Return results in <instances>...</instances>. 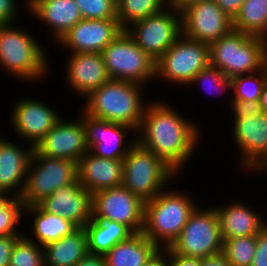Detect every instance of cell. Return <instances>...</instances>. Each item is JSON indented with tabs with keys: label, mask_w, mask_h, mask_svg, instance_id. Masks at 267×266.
<instances>
[{
	"label": "cell",
	"mask_w": 267,
	"mask_h": 266,
	"mask_svg": "<svg viewBox=\"0 0 267 266\" xmlns=\"http://www.w3.org/2000/svg\"><path fill=\"white\" fill-rule=\"evenodd\" d=\"M176 110L167 101H148L136 132V141L179 175L182 173L178 172H182L183 166L197 151L202 130L198 123L184 118L186 116Z\"/></svg>",
	"instance_id": "obj_1"
},
{
	"label": "cell",
	"mask_w": 267,
	"mask_h": 266,
	"mask_svg": "<svg viewBox=\"0 0 267 266\" xmlns=\"http://www.w3.org/2000/svg\"><path fill=\"white\" fill-rule=\"evenodd\" d=\"M145 85L110 79L84 99L81 110L89 116L127 125L137 132L148 100L144 102ZM143 92V93H142Z\"/></svg>",
	"instance_id": "obj_2"
},
{
	"label": "cell",
	"mask_w": 267,
	"mask_h": 266,
	"mask_svg": "<svg viewBox=\"0 0 267 266\" xmlns=\"http://www.w3.org/2000/svg\"><path fill=\"white\" fill-rule=\"evenodd\" d=\"M168 189L146 201L144 207L142 233L160 249L172 245L198 206L184 190Z\"/></svg>",
	"instance_id": "obj_3"
},
{
	"label": "cell",
	"mask_w": 267,
	"mask_h": 266,
	"mask_svg": "<svg viewBox=\"0 0 267 266\" xmlns=\"http://www.w3.org/2000/svg\"><path fill=\"white\" fill-rule=\"evenodd\" d=\"M16 26V23L0 25V67L25 83L34 80L41 83L49 73L48 55L39 40Z\"/></svg>",
	"instance_id": "obj_4"
},
{
	"label": "cell",
	"mask_w": 267,
	"mask_h": 266,
	"mask_svg": "<svg viewBox=\"0 0 267 266\" xmlns=\"http://www.w3.org/2000/svg\"><path fill=\"white\" fill-rule=\"evenodd\" d=\"M210 65L234 78L258 72L267 62V40L232 30L209 45Z\"/></svg>",
	"instance_id": "obj_5"
},
{
	"label": "cell",
	"mask_w": 267,
	"mask_h": 266,
	"mask_svg": "<svg viewBox=\"0 0 267 266\" xmlns=\"http://www.w3.org/2000/svg\"><path fill=\"white\" fill-rule=\"evenodd\" d=\"M174 177L177 179V173L170 166L138 142L123 158L122 185L144 202L167 189Z\"/></svg>",
	"instance_id": "obj_6"
},
{
	"label": "cell",
	"mask_w": 267,
	"mask_h": 266,
	"mask_svg": "<svg viewBox=\"0 0 267 266\" xmlns=\"http://www.w3.org/2000/svg\"><path fill=\"white\" fill-rule=\"evenodd\" d=\"M77 172L76 161L49 158L33 149L20 199L25 207L36 205L57 188L74 183L78 179Z\"/></svg>",
	"instance_id": "obj_7"
},
{
	"label": "cell",
	"mask_w": 267,
	"mask_h": 266,
	"mask_svg": "<svg viewBox=\"0 0 267 266\" xmlns=\"http://www.w3.org/2000/svg\"><path fill=\"white\" fill-rule=\"evenodd\" d=\"M111 79L148 84L156 79V61L123 29L101 52Z\"/></svg>",
	"instance_id": "obj_8"
},
{
	"label": "cell",
	"mask_w": 267,
	"mask_h": 266,
	"mask_svg": "<svg viewBox=\"0 0 267 266\" xmlns=\"http://www.w3.org/2000/svg\"><path fill=\"white\" fill-rule=\"evenodd\" d=\"M209 64V44L181 34L156 61V79L188 87L196 74Z\"/></svg>",
	"instance_id": "obj_9"
},
{
	"label": "cell",
	"mask_w": 267,
	"mask_h": 266,
	"mask_svg": "<svg viewBox=\"0 0 267 266\" xmlns=\"http://www.w3.org/2000/svg\"><path fill=\"white\" fill-rule=\"evenodd\" d=\"M169 248L178 255L197 258L222 253L223 239L215 208L197 206Z\"/></svg>",
	"instance_id": "obj_10"
},
{
	"label": "cell",
	"mask_w": 267,
	"mask_h": 266,
	"mask_svg": "<svg viewBox=\"0 0 267 266\" xmlns=\"http://www.w3.org/2000/svg\"><path fill=\"white\" fill-rule=\"evenodd\" d=\"M125 30L146 54L157 61L182 34L181 13L168 5L157 14L133 22Z\"/></svg>",
	"instance_id": "obj_11"
},
{
	"label": "cell",
	"mask_w": 267,
	"mask_h": 266,
	"mask_svg": "<svg viewBox=\"0 0 267 266\" xmlns=\"http://www.w3.org/2000/svg\"><path fill=\"white\" fill-rule=\"evenodd\" d=\"M145 202L123 185L92 194V216H102L141 233Z\"/></svg>",
	"instance_id": "obj_12"
},
{
	"label": "cell",
	"mask_w": 267,
	"mask_h": 266,
	"mask_svg": "<svg viewBox=\"0 0 267 266\" xmlns=\"http://www.w3.org/2000/svg\"><path fill=\"white\" fill-rule=\"evenodd\" d=\"M182 34L211 44L233 30V20L213 0H202L181 12Z\"/></svg>",
	"instance_id": "obj_13"
},
{
	"label": "cell",
	"mask_w": 267,
	"mask_h": 266,
	"mask_svg": "<svg viewBox=\"0 0 267 266\" xmlns=\"http://www.w3.org/2000/svg\"><path fill=\"white\" fill-rule=\"evenodd\" d=\"M82 122L85 128L86 145L96 156L123 159L137 142L135 130L127 125L96 119L83 111ZM128 132L134 133V136L132 138L131 135V140L126 141Z\"/></svg>",
	"instance_id": "obj_14"
},
{
	"label": "cell",
	"mask_w": 267,
	"mask_h": 266,
	"mask_svg": "<svg viewBox=\"0 0 267 266\" xmlns=\"http://www.w3.org/2000/svg\"><path fill=\"white\" fill-rule=\"evenodd\" d=\"M11 110L14 133L33 148L62 118L46 102L29 97L18 99Z\"/></svg>",
	"instance_id": "obj_15"
},
{
	"label": "cell",
	"mask_w": 267,
	"mask_h": 266,
	"mask_svg": "<svg viewBox=\"0 0 267 266\" xmlns=\"http://www.w3.org/2000/svg\"><path fill=\"white\" fill-rule=\"evenodd\" d=\"M81 115L74 120L62 118L33 148L49 158L70 159L78 162L89 150Z\"/></svg>",
	"instance_id": "obj_16"
},
{
	"label": "cell",
	"mask_w": 267,
	"mask_h": 266,
	"mask_svg": "<svg viewBox=\"0 0 267 266\" xmlns=\"http://www.w3.org/2000/svg\"><path fill=\"white\" fill-rule=\"evenodd\" d=\"M122 30L117 19H82L57 43L68 53H101Z\"/></svg>",
	"instance_id": "obj_17"
},
{
	"label": "cell",
	"mask_w": 267,
	"mask_h": 266,
	"mask_svg": "<svg viewBox=\"0 0 267 266\" xmlns=\"http://www.w3.org/2000/svg\"><path fill=\"white\" fill-rule=\"evenodd\" d=\"M231 130L234 145L244 170H250L267 154V113L247 117H233ZM233 127V128H232Z\"/></svg>",
	"instance_id": "obj_18"
},
{
	"label": "cell",
	"mask_w": 267,
	"mask_h": 266,
	"mask_svg": "<svg viewBox=\"0 0 267 266\" xmlns=\"http://www.w3.org/2000/svg\"><path fill=\"white\" fill-rule=\"evenodd\" d=\"M38 205L45 212L60 215L78 228L85 227L92 217V194L80 185L78 179L57 188Z\"/></svg>",
	"instance_id": "obj_19"
},
{
	"label": "cell",
	"mask_w": 267,
	"mask_h": 266,
	"mask_svg": "<svg viewBox=\"0 0 267 266\" xmlns=\"http://www.w3.org/2000/svg\"><path fill=\"white\" fill-rule=\"evenodd\" d=\"M68 54L65 79L77 96L84 99L111 79L101 53Z\"/></svg>",
	"instance_id": "obj_20"
},
{
	"label": "cell",
	"mask_w": 267,
	"mask_h": 266,
	"mask_svg": "<svg viewBox=\"0 0 267 266\" xmlns=\"http://www.w3.org/2000/svg\"><path fill=\"white\" fill-rule=\"evenodd\" d=\"M77 171L80 185L91 194L123 183V159L99 157L90 150L77 162Z\"/></svg>",
	"instance_id": "obj_21"
},
{
	"label": "cell",
	"mask_w": 267,
	"mask_h": 266,
	"mask_svg": "<svg viewBox=\"0 0 267 266\" xmlns=\"http://www.w3.org/2000/svg\"><path fill=\"white\" fill-rule=\"evenodd\" d=\"M21 146L0 136V190L14 197H20L23 192L33 150L30 144L25 149Z\"/></svg>",
	"instance_id": "obj_22"
},
{
	"label": "cell",
	"mask_w": 267,
	"mask_h": 266,
	"mask_svg": "<svg viewBox=\"0 0 267 266\" xmlns=\"http://www.w3.org/2000/svg\"><path fill=\"white\" fill-rule=\"evenodd\" d=\"M26 9L32 17L48 26L56 43L82 20L75 0H35Z\"/></svg>",
	"instance_id": "obj_23"
},
{
	"label": "cell",
	"mask_w": 267,
	"mask_h": 266,
	"mask_svg": "<svg viewBox=\"0 0 267 266\" xmlns=\"http://www.w3.org/2000/svg\"><path fill=\"white\" fill-rule=\"evenodd\" d=\"M227 204L214 207L219 218L223 240L258 235L267 226V219H263L264 216L244 202L231 200Z\"/></svg>",
	"instance_id": "obj_24"
},
{
	"label": "cell",
	"mask_w": 267,
	"mask_h": 266,
	"mask_svg": "<svg viewBox=\"0 0 267 266\" xmlns=\"http://www.w3.org/2000/svg\"><path fill=\"white\" fill-rule=\"evenodd\" d=\"M44 266H75L88 252L84 227L43 246Z\"/></svg>",
	"instance_id": "obj_25"
},
{
	"label": "cell",
	"mask_w": 267,
	"mask_h": 266,
	"mask_svg": "<svg viewBox=\"0 0 267 266\" xmlns=\"http://www.w3.org/2000/svg\"><path fill=\"white\" fill-rule=\"evenodd\" d=\"M90 254L105 255L117 243L126 241L134 233L125 225L102 216H92L85 225Z\"/></svg>",
	"instance_id": "obj_26"
},
{
	"label": "cell",
	"mask_w": 267,
	"mask_h": 266,
	"mask_svg": "<svg viewBox=\"0 0 267 266\" xmlns=\"http://www.w3.org/2000/svg\"><path fill=\"white\" fill-rule=\"evenodd\" d=\"M160 248L142 232L117 243L105 255L107 266H144Z\"/></svg>",
	"instance_id": "obj_27"
},
{
	"label": "cell",
	"mask_w": 267,
	"mask_h": 266,
	"mask_svg": "<svg viewBox=\"0 0 267 266\" xmlns=\"http://www.w3.org/2000/svg\"><path fill=\"white\" fill-rule=\"evenodd\" d=\"M26 214L34 217L31 230L35 239L30 238L28 234L26 236L41 246L68 236L78 229L74 223L60 215L45 212L38 204L25 207L24 215Z\"/></svg>",
	"instance_id": "obj_28"
},
{
	"label": "cell",
	"mask_w": 267,
	"mask_h": 266,
	"mask_svg": "<svg viewBox=\"0 0 267 266\" xmlns=\"http://www.w3.org/2000/svg\"><path fill=\"white\" fill-rule=\"evenodd\" d=\"M233 30L267 40V0H246L233 19Z\"/></svg>",
	"instance_id": "obj_29"
},
{
	"label": "cell",
	"mask_w": 267,
	"mask_h": 266,
	"mask_svg": "<svg viewBox=\"0 0 267 266\" xmlns=\"http://www.w3.org/2000/svg\"><path fill=\"white\" fill-rule=\"evenodd\" d=\"M168 6V0H118L117 20L125 29L133 22L161 12Z\"/></svg>",
	"instance_id": "obj_30"
},
{
	"label": "cell",
	"mask_w": 267,
	"mask_h": 266,
	"mask_svg": "<svg viewBox=\"0 0 267 266\" xmlns=\"http://www.w3.org/2000/svg\"><path fill=\"white\" fill-rule=\"evenodd\" d=\"M257 235L223 240L222 254L231 266H251L256 251Z\"/></svg>",
	"instance_id": "obj_31"
},
{
	"label": "cell",
	"mask_w": 267,
	"mask_h": 266,
	"mask_svg": "<svg viewBox=\"0 0 267 266\" xmlns=\"http://www.w3.org/2000/svg\"><path fill=\"white\" fill-rule=\"evenodd\" d=\"M267 83V69L232 78L231 100L259 101L262 88Z\"/></svg>",
	"instance_id": "obj_32"
},
{
	"label": "cell",
	"mask_w": 267,
	"mask_h": 266,
	"mask_svg": "<svg viewBox=\"0 0 267 266\" xmlns=\"http://www.w3.org/2000/svg\"><path fill=\"white\" fill-rule=\"evenodd\" d=\"M9 266H44L43 246L22 235L14 245Z\"/></svg>",
	"instance_id": "obj_33"
},
{
	"label": "cell",
	"mask_w": 267,
	"mask_h": 266,
	"mask_svg": "<svg viewBox=\"0 0 267 266\" xmlns=\"http://www.w3.org/2000/svg\"><path fill=\"white\" fill-rule=\"evenodd\" d=\"M24 213L25 204L20 197L11 196L0 207V236L23 235L24 233H21L23 232L22 229L20 231L18 226Z\"/></svg>",
	"instance_id": "obj_34"
},
{
	"label": "cell",
	"mask_w": 267,
	"mask_h": 266,
	"mask_svg": "<svg viewBox=\"0 0 267 266\" xmlns=\"http://www.w3.org/2000/svg\"><path fill=\"white\" fill-rule=\"evenodd\" d=\"M194 85H201L205 91L206 89L207 91L210 89L211 94L214 95L215 93H219L218 95H220L224 92L227 93V89L232 90V79L224 75L220 69L209 64L206 68L199 71L193 80L188 84L190 87H194Z\"/></svg>",
	"instance_id": "obj_35"
},
{
	"label": "cell",
	"mask_w": 267,
	"mask_h": 266,
	"mask_svg": "<svg viewBox=\"0 0 267 266\" xmlns=\"http://www.w3.org/2000/svg\"><path fill=\"white\" fill-rule=\"evenodd\" d=\"M82 19H117L114 0H75Z\"/></svg>",
	"instance_id": "obj_36"
},
{
	"label": "cell",
	"mask_w": 267,
	"mask_h": 266,
	"mask_svg": "<svg viewBox=\"0 0 267 266\" xmlns=\"http://www.w3.org/2000/svg\"><path fill=\"white\" fill-rule=\"evenodd\" d=\"M232 111L233 117H244L247 118L250 114L252 116L263 115L265 112L260 106L259 101H239L230 100V105H228Z\"/></svg>",
	"instance_id": "obj_37"
},
{
	"label": "cell",
	"mask_w": 267,
	"mask_h": 266,
	"mask_svg": "<svg viewBox=\"0 0 267 266\" xmlns=\"http://www.w3.org/2000/svg\"><path fill=\"white\" fill-rule=\"evenodd\" d=\"M17 0H0V25L16 23L19 18Z\"/></svg>",
	"instance_id": "obj_38"
},
{
	"label": "cell",
	"mask_w": 267,
	"mask_h": 266,
	"mask_svg": "<svg viewBox=\"0 0 267 266\" xmlns=\"http://www.w3.org/2000/svg\"><path fill=\"white\" fill-rule=\"evenodd\" d=\"M251 266H267V226L257 235L256 251Z\"/></svg>",
	"instance_id": "obj_39"
},
{
	"label": "cell",
	"mask_w": 267,
	"mask_h": 266,
	"mask_svg": "<svg viewBox=\"0 0 267 266\" xmlns=\"http://www.w3.org/2000/svg\"><path fill=\"white\" fill-rule=\"evenodd\" d=\"M22 235L0 236V266H9L14 245Z\"/></svg>",
	"instance_id": "obj_40"
},
{
	"label": "cell",
	"mask_w": 267,
	"mask_h": 266,
	"mask_svg": "<svg viewBox=\"0 0 267 266\" xmlns=\"http://www.w3.org/2000/svg\"><path fill=\"white\" fill-rule=\"evenodd\" d=\"M167 262L168 266H201V258L178 255L169 247L167 248Z\"/></svg>",
	"instance_id": "obj_41"
},
{
	"label": "cell",
	"mask_w": 267,
	"mask_h": 266,
	"mask_svg": "<svg viewBox=\"0 0 267 266\" xmlns=\"http://www.w3.org/2000/svg\"><path fill=\"white\" fill-rule=\"evenodd\" d=\"M216 5L232 20L238 14L242 4L246 0H213Z\"/></svg>",
	"instance_id": "obj_42"
},
{
	"label": "cell",
	"mask_w": 267,
	"mask_h": 266,
	"mask_svg": "<svg viewBox=\"0 0 267 266\" xmlns=\"http://www.w3.org/2000/svg\"><path fill=\"white\" fill-rule=\"evenodd\" d=\"M75 266H107V263L104 255L88 253Z\"/></svg>",
	"instance_id": "obj_43"
},
{
	"label": "cell",
	"mask_w": 267,
	"mask_h": 266,
	"mask_svg": "<svg viewBox=\"0 0 267 266\" xmlns=\"http://www.w3.org/2000/svg\"><path fill=\"white\" fill-rule=\"evenodd\" d=\"M201 266H231L225 256L220 253L218 255L201 258Z\"/></svg>",
	"instance_id": "obj_44"
},
{
	"label": "cell",
	"mask_w": 267,
	"mask_h": 266,
	"mask_svg": "<svg viewBox=\"0 0 267 266\" xmlns=\"http://www.w3.org/2000/svg\"><path fill=\"white\" fill-rule=\"evenodd\" d=\"M144 266H168L167 248L160 249Z\"/></svg>",
	"instance_id": "obj_45"
},
{
	"label": "cell",
	"mask_w": 267,
	"mask_h": 266,
	"mask_svg": "<svg viewBox=\"0 0 267 266\" xmlns=\"http://www.w3.org/2000/svg\"><path fill=\"white\" fill-rule=\"evenodd\" d=\"M202 0H168V5L178 11V12H182L183 10H185L188 6L200 2Z\"/></svg>",
	"instance_id": "obj_46"
},
{
	"label": "cell",
	"mask_w": 267,
	"mask_h": 266,
	"mask_svg": "<svg viewBox=\"0 0 267 266\" xmlns=\"http://www.w3.org/2000/svg\"><path fill=\"white\" fill-rule=\"evenodd\" d=\"M257 171H262L260 174L267 172V154L251 169V172H253V174H259Z\"/></svg>",
	"instance_id": "obj_47"
},
{
	"label": "cell",
	"mask_w": 267,
	"mask_h": 266,
	"mask_svg": "<svg viewBox=\"0 0 267 266\" xmlns=\"http://www.w3.org/2000/svg\"><path fill=\"white\" fill-rule=\"evenodd\" d=\"M259 104L263 108L264 112L267 113V83L262 88L259 98Z\"/></svg>",
	"instance_id": "obj_48"
},
{
	"label": "cell",
	"mask_w": 267,
	"mask_h": 266,
	"mask_svg": "<svg viewBox=\"0 0 267 266\" xmlns=\"http://www.w3.org/2000/svg\"><path fill=\"white\" fill-rule=\"evenodd\" d=\"M11 196H8V193L4 191H0V207L10 198Z\"/></svg>",
	"instance_id": "obj_49"
},
{
	"label": "cell",
	"mask_w": 267,
	"mask_h": 266,
	"mask_svg": "<svg viewBox=\"0 0 267 266\" xmlns=\"http://www.w3.org/2000/svg\"><path fill=\"white\" fill-rule=\"evenodd\" d=\"M25 7H28L31 3H33L35 0H25Z\"/></svg>",
	"instance_id": "obj_50"
}]
</instances>
